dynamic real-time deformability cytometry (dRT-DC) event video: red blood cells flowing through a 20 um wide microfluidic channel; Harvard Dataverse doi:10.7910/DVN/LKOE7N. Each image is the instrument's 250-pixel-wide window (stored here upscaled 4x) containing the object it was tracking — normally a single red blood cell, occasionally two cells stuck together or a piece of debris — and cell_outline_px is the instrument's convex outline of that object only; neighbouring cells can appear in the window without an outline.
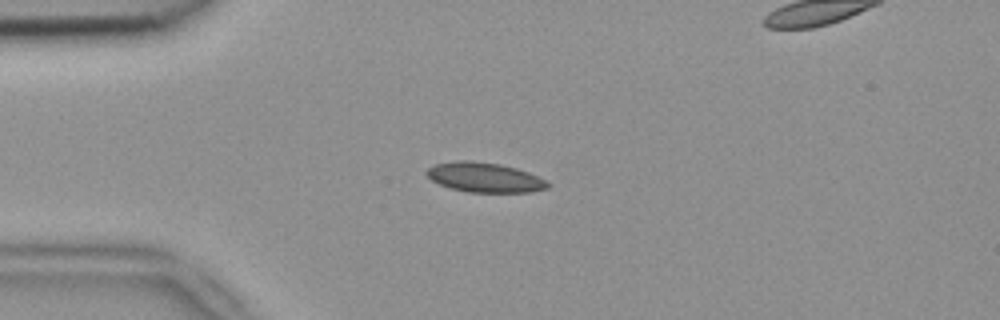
{"species": "common noctule bat (a hibernating species)", "species_latin": "Nyctalus noctula", "temperature_condition": "room temperature", "stored_images_in_passage": 5, "segment_of_instrument_passage": [1, 2], "camera_frame_rate_fps": 3000, "um_per_image_px": 0.085, "animal": {"sex": "female", "body_mass_g": 18.4}, "frame": {"image": 1, "passage_image": 4, "time_ms": 1.0, "image_size_px": [1000, 320], "cell_outline_px": [[548, 188], [532, 192], [468, 192], [448, 188], [432, 180], [424, 172], [428, 168], [436, 164], [456, 160], [472, 160], [500, 164], [516, 168], [528, 172], [544, 180], [548, 184]], "centroid_in_image_um": [41.15, 15.07], "position_along_channel_um": 43.8, "area_um2": 20.92}}